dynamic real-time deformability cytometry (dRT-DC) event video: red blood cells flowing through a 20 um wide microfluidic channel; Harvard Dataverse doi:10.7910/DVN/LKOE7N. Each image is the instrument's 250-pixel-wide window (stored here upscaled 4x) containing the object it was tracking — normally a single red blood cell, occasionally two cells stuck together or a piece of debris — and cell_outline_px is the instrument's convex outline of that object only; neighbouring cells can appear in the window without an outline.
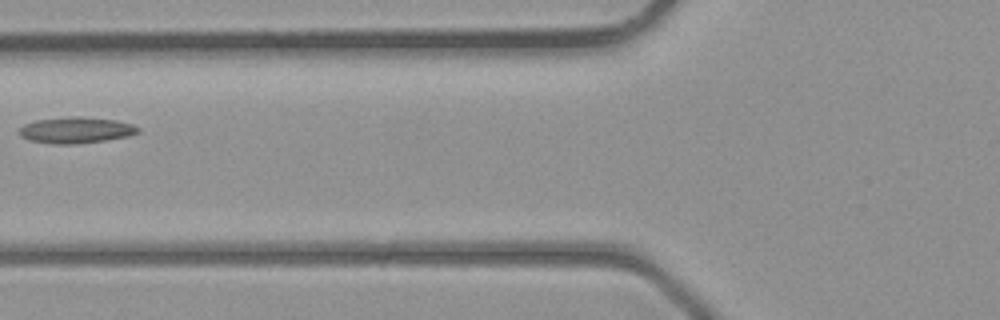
{"species": "common noctule bat (a hibernating species)", "species_latin": "Nyctalus noctula", "temperature_condition": "room temperature", "stored_images_in_passage": 3, "camera_frame_rate_fps": 3000, "um_per_image_px": 0.085, "animal": {"sex": "male", "body_mass_g": 23.1, "forearm_length_mm": 52.7}, "frame": {"image": 1, "passage_image": 3, "time_ms": 2.333, "image_size_px": [1000, 320], "cell_outline_px": [[140, 132], [128, 136], [104, 140], [76, 144], [52, 144], [28, 140], [20, 136], [20, 128], [24, 124], [36, 120], [72, 116], [80, 116], [116, 120], [132, 124], [140, 128]], "centroid_in_image_um": [6.46, 11.06], "position_along_channel_um": 119.3, "area_um2": 18.15}}